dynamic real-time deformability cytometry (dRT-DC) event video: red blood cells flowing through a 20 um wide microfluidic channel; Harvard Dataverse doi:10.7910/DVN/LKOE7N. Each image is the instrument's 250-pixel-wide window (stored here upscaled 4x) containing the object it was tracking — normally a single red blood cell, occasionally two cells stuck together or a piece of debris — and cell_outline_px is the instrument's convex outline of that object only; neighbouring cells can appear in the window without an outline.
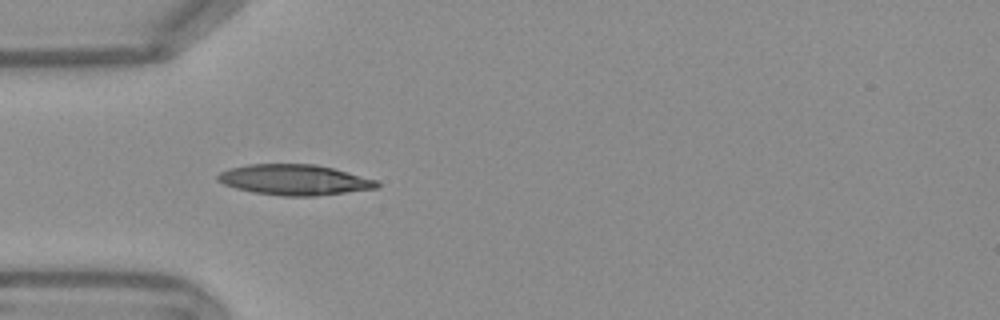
{"species": "Egyptian fruit bat (a non-hibernating species)", "species_latin": "Rousettus aegyptiacus", "temperature_condition": "warm", "stored_images_in_passage": 4, "camera_frame_rate_fps": 3000, "um_per_image_px": 0.085, "frame": {"image": 1, "passage_image": 1, "time_ms": 0.0, "image_size_px": [1000, 320], "cell_outline_px": [[380, 184], [376, 188], [316, 196], [280, 196], [252, 192], [236, 188], [224, 184], [216, 180], [216, 176], [220, 172], [232, 168], [248, 164], [316, 164], [332, 168], [376, 180]], "centroid_in_image_um": [24.99, 15.29], "position_along_channel_um": 60.0, "area_um2": 28.15}}
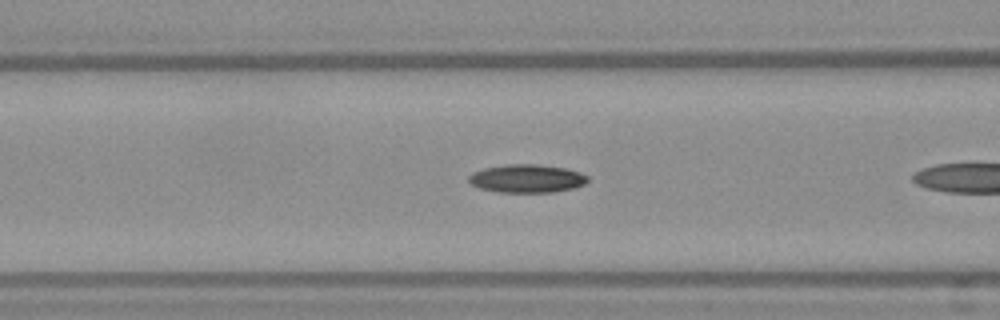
{"frame": {"image": 2, "passage_image": 3, "time_ms": 0.667, "image_size_px": [1000, 320], "cell_outline_px": [[588, 180], [584, 184], [576, 188], [552, 192], [496, 192], [480, 188], [472, 184], [468, 180], [468, 176], [472, 172], [484, 168], [508, 164], [536, 164], [564, 168], [580, 172], [588, 176]], "centroid_in_image_um": [44.78, 15.18], "position_along_channel_um": 121.8, "area_um2": 19.59}}